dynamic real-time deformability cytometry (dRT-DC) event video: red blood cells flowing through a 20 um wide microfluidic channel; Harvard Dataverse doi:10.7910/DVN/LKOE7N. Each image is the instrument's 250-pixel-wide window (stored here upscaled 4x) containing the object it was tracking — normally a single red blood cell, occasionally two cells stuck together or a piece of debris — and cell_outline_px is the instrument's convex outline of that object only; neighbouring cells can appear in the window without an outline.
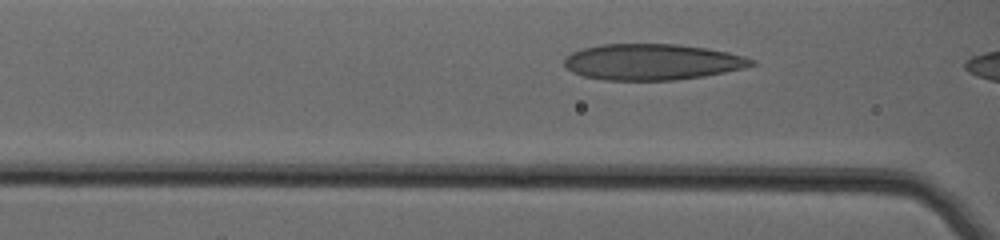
{"species": "human", "species_latin": "Homo sapiens", "temperature_condition": "warm", "stored_images_in_passage": 6, "camera_frame_rate_fps": 3000, "um_per_image_px": 0.085, "donor": {"sex": "female"}, "frame": {"image": 1, "passage_image": 4, "time_ms": 1.0, "image_size_px": [1000, 240], "cell_outline_px": [[756, 64], [744, 68], [704, 76], [676, 80], [604, 80], [584, 76], [572, 72], [564, 64], [564, 60], [572, 52], [584, 48], [600, 44], [680, 44], [728, 52], [744, 56], [756, 60]], "centroid_in_image_um": [55.45, 5.26], "position_along_channel_um": 111.1, "area_um2": 39.3}}